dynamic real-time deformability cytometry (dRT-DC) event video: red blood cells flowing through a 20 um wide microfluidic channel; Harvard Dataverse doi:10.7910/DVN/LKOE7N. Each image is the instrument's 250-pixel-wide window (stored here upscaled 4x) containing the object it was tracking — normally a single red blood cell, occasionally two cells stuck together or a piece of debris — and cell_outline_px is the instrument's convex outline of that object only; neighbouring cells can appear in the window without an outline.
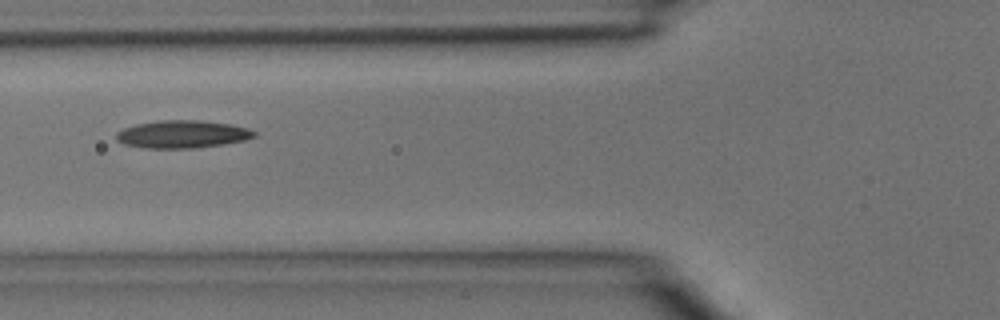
{"species": "common noctule bat (a hibernating species)", "species_latin": "Nyctalus noctula", "temperature_condition": "room temperature", "stored_images_in_passage": 5, "camera_frame_rate_fps": 3000, "um_per_image_px": 0.085, "animal": {"sex": "male", "body_mass_g": 15.6}, "frame": {"image": 1, "passage_image": 5, "time_ms": 1.333, "image_size_px": [1000, 320], "cell_outline_px": [[256, 136], [244, 140], [224, 144], [196, 148], [144, 148], [124, 144], [116, 140], [116, 132], [124, 128], [136, 124], [160, 120], [200, 120], [232, 124], [248, 128], [256, 132]], "centroid_in_image_um": [15.5, 11.41], "position_along_channel_um": 110.3, "area_um2": 22.37}}